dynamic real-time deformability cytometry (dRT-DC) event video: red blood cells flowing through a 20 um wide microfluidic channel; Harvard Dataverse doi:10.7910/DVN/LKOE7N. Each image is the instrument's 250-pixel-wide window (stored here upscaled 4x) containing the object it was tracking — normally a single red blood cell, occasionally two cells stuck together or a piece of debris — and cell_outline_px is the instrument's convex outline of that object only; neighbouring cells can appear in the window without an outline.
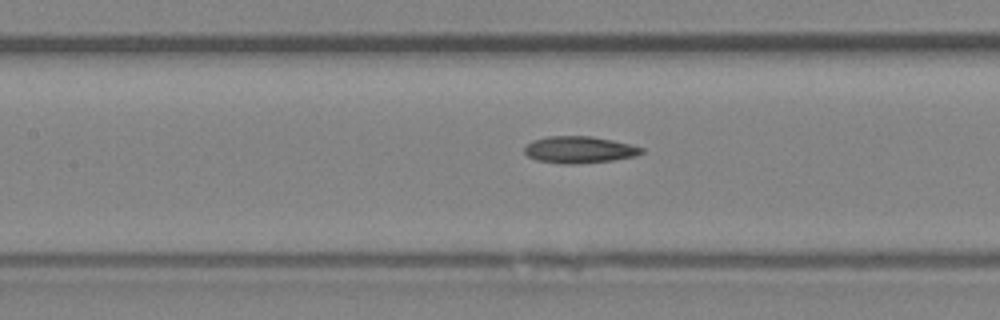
{"species": "Egyptian fruit bat (a non-hibernating species)", "species_latin": "Rousettus aegyptiacus", "temperature_condition": "room temperature", "stored_images_in_passage": 20, "camera_frame_rate_fps": 3000, "um_per_image_px": 0.085, "animal": {"sex": "female"}, "frame": {"image": 1, "passage_image": 15, "time_ms": 4.667, "image_size_px": [1000, 320], "cell_outline_px": [[644, 152], [636, 156], [612, 160], [572, 164], [564, 164], [536, 160], [528, 156], [524, 152], [524, 148], [532, 140], [548, 136], [592, 136], [632, 144], [644, 148]], "centroid_in_image_um": [49.25, 12.72], "position_along_channel_um": 158.1, "area_um2": 18.32}}